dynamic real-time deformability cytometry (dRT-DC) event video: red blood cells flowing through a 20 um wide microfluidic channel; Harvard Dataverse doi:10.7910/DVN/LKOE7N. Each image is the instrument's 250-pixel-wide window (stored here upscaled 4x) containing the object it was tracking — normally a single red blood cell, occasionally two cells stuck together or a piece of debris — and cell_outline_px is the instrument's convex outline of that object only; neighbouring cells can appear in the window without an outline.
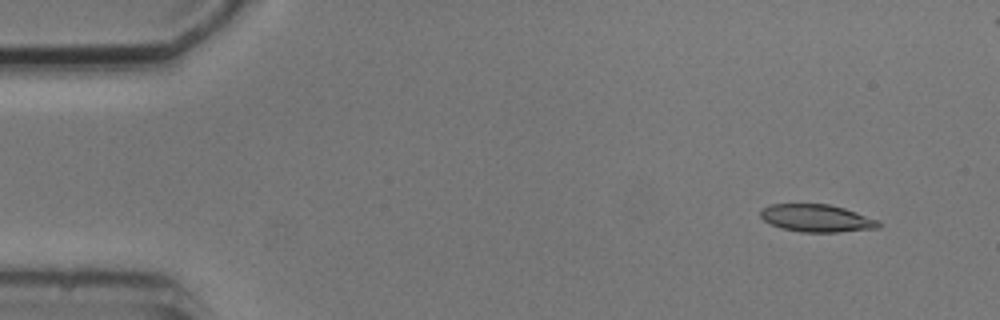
{"species": "common noctule bat (a hibernating species)", "species_latin": "Nyctalus noctula", "temperature_condition": "cold", "stored_images_in_passage": 6, "segment_of_instrument_passage": [2, 2], "camera_frame_rate_fps": 3000, "um_per_image_px": 0.085, "animal": {"sex": "male", "body_mass_g": 20.5, "forearm_length_mm": 52.5}, "frame": {"image": 1, "passage_image": 6, "time_ms": 8.0, "image_size_px": [1000, 320], "cell_outline_px": [[880, 228], [840, 232], [804, 232], [784, 228], [772, 224], [764, 220], [760, 216], [760, 208], [772, 204], [828, 204], [844, 208], [880, 220]], "centroid_in_image_um": [69.45, 18.54], "position_along_channel_um": 15.6, "area_um2": 18.9}}